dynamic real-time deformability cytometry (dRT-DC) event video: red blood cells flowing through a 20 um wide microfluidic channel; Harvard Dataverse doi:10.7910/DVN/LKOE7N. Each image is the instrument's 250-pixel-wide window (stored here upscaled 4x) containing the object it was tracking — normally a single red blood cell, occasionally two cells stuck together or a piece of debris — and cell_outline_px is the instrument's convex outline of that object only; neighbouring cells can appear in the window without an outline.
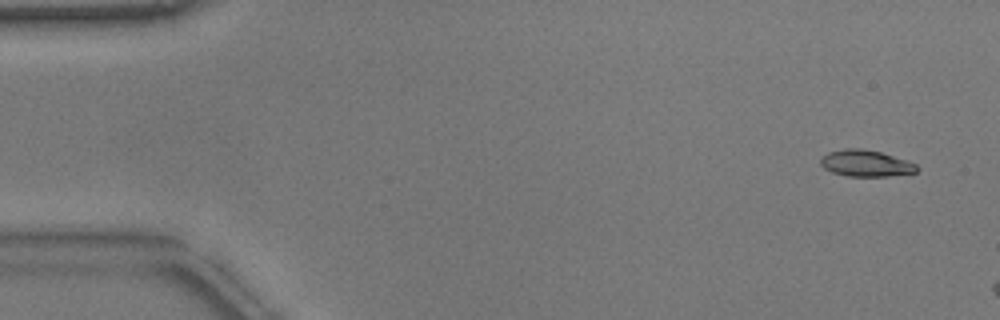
{"species": "common noctule bat (a hibernating species)", "species_latin": "Nyctalus noctula", "temperature_condition": "warm", "stored_images_in_passage": 13, "camera_frame_rate_fps": 3000, "um_per_image_px": 0.085, "animal": {"sex": "male", "body_mass_g": 17.9}, "frame": {"image": 1, "passage_image": 3, "time_ms": 0.667, "image_size_px": [1000, 320], "cell_outline_px": [[920, 168], [916, 172], [888, 176], [848, 176], [832, 172], [824, 168], [820, 164], [820, 160], [828, 152], [844, 148], [860, 148], [880, 152], [908, 160], [916, 164]], "centroid_in_image_um": [73.61, 13.88], "position_along_channel_um": 11.4, "area_um2": 14.85}}